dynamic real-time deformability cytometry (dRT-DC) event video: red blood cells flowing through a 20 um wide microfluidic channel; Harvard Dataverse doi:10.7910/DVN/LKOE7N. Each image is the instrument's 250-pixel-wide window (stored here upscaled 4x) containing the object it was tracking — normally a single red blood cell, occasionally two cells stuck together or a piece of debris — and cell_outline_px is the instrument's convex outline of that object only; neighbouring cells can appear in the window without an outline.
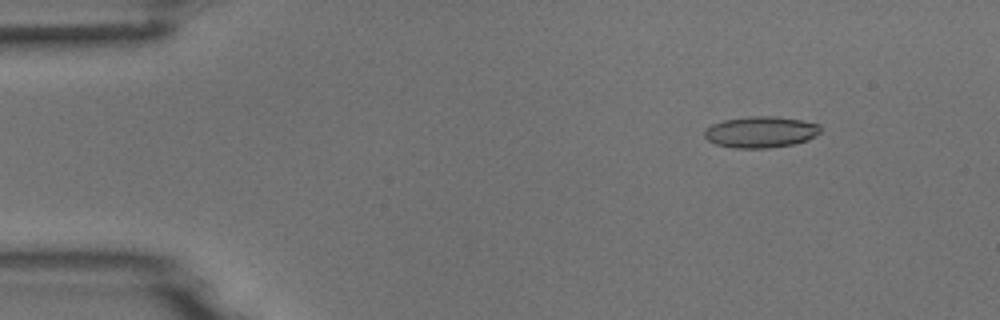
{"species": "common noctule bat (a hibernating species)", "species_latin": "Nyctalus noctula", "temperature_condition": "room temperature", "stored_images_in_passage": 7, "camera_frame_rate_fps": 3000, "um_per_image_px": 0.085, "animal": {"sex": "male", "body_mass_g": 18.8}, "frame": {"image": 1, "passage_image": 2, "time_ms": 1.333, "image_size_px": [1000, 320], "cell_outline_px": [[820, 132], [816, 136], [808, 140], [792, 144], [768, 148], [736, 148], [716, 144], [708, 140], [704, 136], [704, 128], [712, 124], [724, 120], [748, 116], [776, 116], [800, 120], [820, 124]], "centroid_in_image_um": [64.65, 11.21], "position_along_channel_um": 20.3, "area_um2": 21.21}}
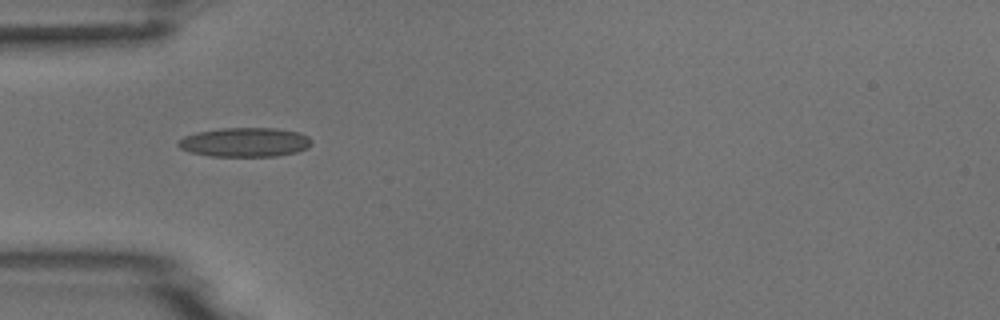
{"frame": {"image": 2, "passage_image": 5, "time_ms": 4.667, "image_size_px": [1000, 320], "cell_outline_px": [[312, 144], [308, 148], [296, 152], [276, 156], [208, 156], [192, 152], [180, 148], [176, 144], [184, 136], [196, 132], [220, 128], [276, 128], [300, 132], [308, 136], [312, 140]], "centroid_in_image_um": [20.84, 12.08], "position_along_channel_um": 64.2, "area_um2": 22.83}}